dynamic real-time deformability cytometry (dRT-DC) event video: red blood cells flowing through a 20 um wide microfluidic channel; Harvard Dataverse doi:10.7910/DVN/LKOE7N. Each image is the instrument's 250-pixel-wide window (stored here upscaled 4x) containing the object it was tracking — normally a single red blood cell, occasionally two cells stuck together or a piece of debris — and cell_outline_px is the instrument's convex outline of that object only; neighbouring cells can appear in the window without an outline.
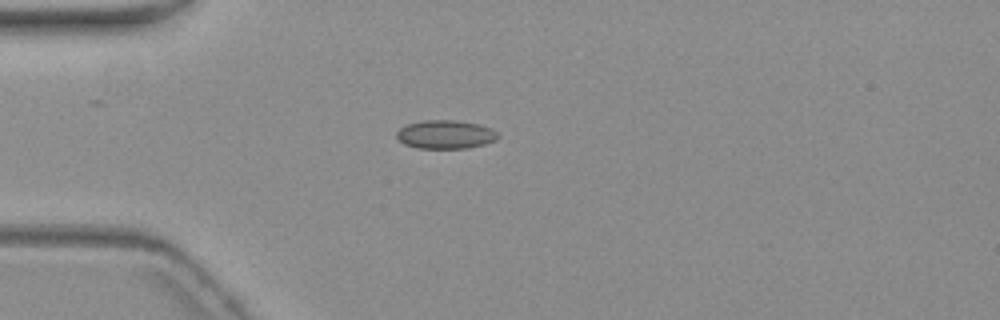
{"species": "common noctule bat (a hibernating species)", "species_latin": "Nyctalus noctula", "temperature_condition": "warm", "stored_images_in_passage": 6, "camera_frame_rate_fps": 3000, "um_per_image_px": 0.085, "animal": {"sex": "female", "body_mass_g": 19.3, "forearm_length_mm": 54.1}, "frame": {"image": 1, "passage_image": 4, "time_ms": 3.667, "image_size_px": [1000, 320], "cell_outline_px": [[500, 136], [496, 140], [484, 144], [468, 148], [416, 148], [404, 144], [396, 136], [396, 132], [400, 128], [408, 124], [424, 120], [456, 120], [476, 124], [492, 128]], "centroid_in_image_um": [37.87, 11.43], "position_along_channel_um": 47.1, "area_um2": 16.82}}
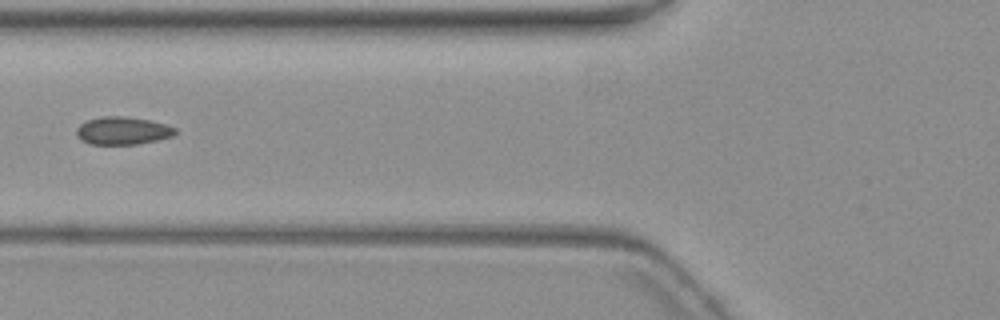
{"frame": {"image": 2, "passage_image": 6, "time_ms": 6.0, "image_size_px": [1000, 320], "cell_outline_px": [[176, 132], [172, 136], [156, 140], [136, 144], [88, 144], [80, 140], [76, 136], [76, 128], [80, 124], [88, 120], [104, 116], [124, 116], [148, 120], [164, 124], [176, 128]], "centroid_in_image_um": [10.37, 11.11], "position_along_channel_um": 115.4, "area_um2": 15.9}}